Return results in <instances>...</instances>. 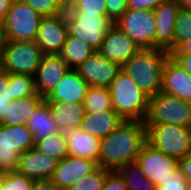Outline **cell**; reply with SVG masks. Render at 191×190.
I'll return each instance as SVG.
<instances>
[{"instance_id": "cell-1", "label": "cell", "mask_w": 191, "mask_h": 190, "mask_svg": "<svg viewBox=\"0 0 191 190\" xmlns=\"http://www.w3.org/2000/svg\"><path fill=\"white\" fill-rule=\"evenodd\" d=\"M146 141L144 121L124 120L114 131L101 139L100 166L114 171L134 163Z\"/></svg>"}, {"instance_id": "cell-2", "label": "cell", "mask_w": 191, "mask_h": 190, "mask_svg": "<svg viewBox=\"0 0 191 190\" xmlns=\"http://www.w3.org/2000/svg\"><path fill=\"white\" fill-rule=\"evenodd\" d=\"M170 53L161 48L139 49L121 67L149 98L161 92L163 69Z\"/></svg>"}, {"instance_id": "cell-3", "label": "cell", "mask_w": 191, "mask_h": 190, "mask_svg": "<svg viewBox=\"0 0 191 190\" xmlns=\"http://www.w3.org/2000/svg\"><path fill=\"white\" fill-rule=\"evenodd\" d=\"M108 88L112 107L124 120L145 121L149 97L140 90L134 79L121 69Z\"/></svg>"}, {"instance_id": "cell-4", "label": "cell", "mask_w": 191, "mask_h": 190, "mask_svg": "<svg viewBox=\"0 0 191 190\" xmlns=\"http://www.w3.org/2000/svg\"><path fill=\"white\" fill-rule=\"evenodd\" d=\"M147 142L176 160L191 150V127L173 124H145Z\"/></svg>"}, {"instance_id": "cell-5", "label": "cell", "mask_w": 191, "mask_h": 190, "mask_svg": "<svg viewBox=\"0 0 191 190\" xmlns=\"http://www.w3.org/2000/svg\"><path fill=\"white\" fill-rule=\"evenodd\" d=\"M44 53L35 41L8 40L0 54V67L8 74L35 75Z\"/></svg>"}, {"instance_id": "cell-6", "label": "cell", "mask_w": 191, "mask_h": 190, "mask_svg": "<svg viewBox=\"0 0 191 190\" xmlns=\"http://www.w3.org/2000/svg\"><path fill=\"white\" fill-rule=\"evenodd\" d=\"M68 34L80 38L95 51H98L104 36L115 24L107 15L82 14L69 6L66 10Z\"/></svg>"}, {"instance_id": "cell-7", "label": "cell", "mask_w": 191, "mask_h": 190, "mask_svg": "<svg viewBox=\"0 0 191 190\" xmlns=\"http://www.w3.org/2000/svg\"><path fill=\"white\" fill-rule=\"evenodd\" d=\"M35 148V140L26 125L0 124V173L16 171L20 155Z\"/></svg>"}, {"instance_id": "cell-8", "label": "cell", "mask_w": 191, "mask_h": 190, "mask_svg": "<svg viewBox=\"0 0 191 190\" xmlns=\"http://www.w3.org/2000/svg\"><path fill=\"white\" fill-rule=\"evenodd\" d=\"M145 124H173L191 127V103L158 92L149 98Z\"/></svg>"}, {"instance_id": "cell-9", "label": "cell", "mask_w": 191, "mask_h": 190, "mask_svg": "<svg viewBox=\"0 0 191 190\" xmlns=\"http://www.w3.org/2000/svg\"><path fill=\"white\" fill-rule=\"evenodd\" d=\"M114 23L139 49L156 48L154 10L128 8Z\"/></svg>"}, {"instance_id": "cell-10", "label": "cell", "mask_w": 191, "mask_h": 190, "mask_svg": "<svg viewBox=\"0 0 191 190\" xmlns=\"http://www.w3.org/2000/svg\"><path fill=\"white\" fill-rule=\"evenodd\" d=\"M42 16L23 0H13L4 19L7 39L35 41Z\"/></svg>"}, {"instance_id": "cell-11", "label": "cell", "mask_w": 191, "mask_h": 190, "mask_svg": "<svg viewBox=\"0 0 191 190\" xmlns=\"http://www.w3.org/2000/svg\"><path fill=\"white\" fill-rule=\"evenodd\" d=\"M146 178L156 187L163 184L178 170V160L155 149L147 141L135 161Z\"/></svg>"}, {"instance_id": "cell-12", "label": "cell", "mask_w": 191, "mask_h": 190, "mask_svg": "<svg viewBox=\"0 0 191 190\" xmlns=\"http://www.w3.org/2000/svg\"><path fill=\"white\" fill-rule=\"evenodd\" d=\"M68 35L66 13L42 17L35 43L44 55L60 54Z\"/></svg>"}, {"instance_id": "cell-13", "label": "cell", "mask_w": 191, "mask_h": 190, "mask_svg": "<svg viewBox=\"0 0 191 190\" xmlns=\"http://www.w3.org/2000/svg\"><path fill=\"white\" fill-rule=\"evenodd\" d=\"M121 69L118 63L95 51L76 70L89 86L109 87Z\"/></svg>"}, {"instance_id": "cell-14", "label": "cell", "mask_w": 191, "mask_h": 190, "mask_svg": "<svg viewBox=\"0 0 191 190\" xmlns=\"http://www.w3.org/2000/svg\"><path fill=\"white\" fill-rule=\"evenodd\" d=\"M69 69L59 54L44 55L34 75L36 92L46 98Z\"/></svg>"}, {"instance_id": "cell-15", "label": "cell", "mask_w": 191, "mask_h": 190, "mask_svg": "<svg viewBox=\"0 0 191 190\" xmlns=\"http://www.w3.org/2000/svg\"><path fill=\"white\" fill-rule=\"evenodd\" d=\"M180 6L176 0H165L154 10L156 29V48L169 53L174 50L175 21Z\"/></svg>"}, {"instance_id": "cell-16", "label": "cell", "mask_w": 191, "mask_h": 190, "mask_svg": "<svg viewBox=\"0 0 191 190\" xmlns=\"http://www.w3.org/2000/svg\"><path fill=\"white\" fill-rule=\"evenodd\" d=\"M138 50V46L114 24L104 36L98 52L122 66Z\"/></svg>"}, {"instance_id": "cell-17", "label": "cell", "mask_w": 191, "mask_h": 190, "mask_svg": "<svg viewBox=\"0 0 191 190\" xmlns=\"http://www.w3.org/2000/svg\"><path fill=\"white\" fill-rule=\"evenodd\" d=\"M98 166L92 160L69 155L58 162L51 180L60 190H67L74 182L84 178Z\"/></svg>"}, {"instance_id": "cell-18", "label": "cell", "mask_w": 191, "mask_h": 190, "mask_svg": "<svg viewBox=\"0 0 191 190\" xmlns=\"http://www.w3.org/2000/svg\"><path fill=\"white\" fill-rule=\"evenodd\" d=\"M58 160L32 148L20 155L17 172L35 180L51 179L58 165Z\"/></svg>"}, {"instance_id": "cell-19", "label": "cell", "mask_w": 191, "mask_h": 190, "mask_svg": "<svg viewBox=\"0 0 191 190\" xmlns=\"http://www.w3.org/2000/svg\"><path fill=\"white\" fill-rule=\"evenodd\" d=\"M161 91L191 103V75L171 57L164 65Z\"/></svg>"}, {"instance_id": "cell-20", "label": "cell", "mask_w": 191, "mask_h": 190, "mask_svg": "<svg viewBox=\"0 0 191 190\" xmlns=\"http://www.w3.org/2000/svg\"><path fill=\"white\" fill-rule=\"evenodd\" d=\"M89 85L82 79L76 69H69L53 91L44 98V101L65 103H82Z\"/></svg>"}, {"instance_id": "cell-21", "label": "cell", "mask_w": 191, "mask_h": 190, "mask_svg": "<svg viewBox=\"0 0 191 190\" xmlns=\"http://www.w3.org/2000/svg\"><path fill=\"white\" fill-rule=\"evenodd\" d=\"M70 156H77L96 162L100 166L101 139L94 137L80 128L66 133Z\"/></svg>"}, {"instance_id": "cell-22", "label": "cell", "mask_w": 191, "mask_h": 190, "mask_svg": "<svg viewBox=\"0 0 191 190\" xmlns=\"http://www.w3.org/2000/svg\"><path fill=\"white\" fill-rule=\"evenodd\" d=\"M124 119L114 110L86 113L79 128L94 137L103 139L114 131Z\"/></svg>"}, {"instance_id": "cell-23", "label": "cell", "mask_w": 191, "mask_h": 190, "mask_svg": "<svg viewBox=\"0 0 191 190\" xmlns=\"http://www.w3.org/2000/svg\"><path fill=\"white\" fill-rule=\"evenodd\" d=\"M50 109L53 120L63 133L79 128L85 114L82 103H65L57 101H45Z\"/></svg>"}, {"instance_id": "cell-24", "label": "cell", "mask_w": 191, "mask_h": 190, "mask_svg": "<svg viewBox=\"0 0 191 190\" xmlns=\"http://www.w3.org/2000/svg\"><path fill=\"white\" fill-rule=\"evenodd\" d=\"M43 100L44 98L38 93L19 100H12L6 109V117L0 124L26 125L30 115Z\"/></svg>"}, {"instance_id": "cell-25", "label": "cell", "mask_w": 191, "mask_h": 190, "mask_svg": "<svg viewBox=\"0 0 191 190\" xmlns=\"http://www.w3.org/2000/svg\"><path fill=\"white\" fill-rule=\"evenodd\" d=\"M26 126L33 134L35 143L59 130L47 103L43 100L28 118Z\"/></svg>"}, {"instance_id": "cell-26", "label": "cell", "mask_w": 191, "mask_h": 190, "mask_svg": "<svg viewBox=\"0 0 191 190\" xmlns=\"http://www.w3.org/2000/svg\"><path fill=\"white\" fill-rule=\"evenodd\" d=\"M94 52L95 50L80 38L68 34L59 55L70 69H77Z\"/></svg>"}, {"instance_id": "cell-27", "label": "cell", "mask_w": 191, "mask_h": 190, "mask_svg": "<svg viewBox=\"0 0 191 190\" xmlns=\"http://www.w3.org/2000/svg\"><path fill=\"white\" fill-rule=\"evenodd\" d=\"M39 152L56 158L58 161L69 156L66 133L58 131L35 143Z\"/></svg>"}, {"instance_id": "cell-28", "label": "cell", "mask_w": 191, "mask_h": 190, "mask_svg": "<svg viewBox=\"0 0 191 190\" xmlns=\"http://www.w3.org/2000/svg\"><path fill=\"white\" fill-rule=\"evenodd\" d=\"M83 105L86 113H97L113 109L109 88L89 86Z\"/></svg>"}, {"instance_id": "cell-29", "label": "cell", "mask_w": 191, "mask_h": 190, "mask_svg": "<svg viewBox=\"0 0 191 190\" xmlns=\"http://www.w3.org/2000/svg\"><path fill=\"white\" fill-rule=\"evenodd\" d=\"M117 171L124 178L127 190H157L136 162L122 166Z\"/></svg>"}, {"instance_id": "cell-30", "label": "cell", "mask_w": 191, "mask_h": 190, "mask_svg": "<svg viewBox=\"0 0 191 190\" xmlns=\"http://www.w3.org/2000/svg\"><path fill=\"white\" fill-rule=\"evenodd\" d=\"M8 85L12 91V100L35 95L34 77L26 74H9Z\"/></svg>"}, {"instance_id": "cell-31", "label": "cell", "mask_w": 191, "mask_h": 190, "mask_svg": "<svg viewBox=\"0 0 191 190\" xmlns=\"http://www.w3.org/2000/svg\"><path fill=\"white\" fill-rule=\"evenodd\" d=\"M111 170L98 166L84 178L74 182L67 190H102L107 174Z\"/></svg>"}, {"instance_id": "cell-32", "label": "cell", "mask_w": 191, "mask_h": 190, "mask_svg": "<svg viewBox=\"0 0 191 190\" xmlns=\"http://www.w3.org/2000/svg\"><path fill=\"white\" fill-rule=\"evenodd\" d=\"M186 41H191V10L180 8L175 21L174 50Z\"/></svg>"}, {"instance_id": "cell-33", "label": "cell", "mask_w": 191, "mask_h": 190, "mask_svg": "<svg viewBox=\"0 0 191 190\" xmlns=\"http://www.w3.org/2000/svg\"><path fill=\"white\" fill-rule=\"evenodd\" d=\"M34 180L17 171L4 172L0 176V190H32Z\"/></svg>"}, {"instance_id": "cell-34", "label": "cell", "mask_w": 191, "mask_h": 190, "mask_svg": "<svg viewBox=\"0 0 191 190\" xmlns=\"http://www.w3.org/2000/svg\"><path fill=\"white\" fill-rule=\"evenodd\" d=\"M42 17L66 13L62 0H23Z\"/></svg>"}, {"instance_id": "cell-35", "label": "cell", "mask_w": 191, "mask_h": 190, "mask_svg": "<svg viewBox=\"0 0 191 190\" xmlns=\"http://www.w3.org/2000/svg\"><path fill=\"white\" fill-rule=\"evenodd\" d=\"M9 74L0 67V123L6 117V109L12 101V91L8 85Z\"/></svg>"}, {"instance_id": "cell-36", "label": "cell", "mask_w": 191, "mask_h": 190, "mask_svg": "<svg viewBox=\"0 0 191 190\" xmlns=\"http://www.w3.org/2000/svg\"><path fill=\"white\" fill-rule=\"evenodd\" d=\"M71 6L82 14L107 15L106 0H77Z\"/></svg>"}, {"instance_id": "cell-37", "label": "cell", "mask_w": 191, "mask_h": 190, "mask_svg": "<svg viewBox=\"0 0 191 190\" xmlns=\"http://www.w3.org/2000/svg\"><path fill=\"white\" fill-rule=\"evenodd\" d=\"M188 186L189 183L186 181L185 175L177 170L173 176L157 186V190H188Z\"/></svg>"}, {"instance_id": "cell-38", "label": "cell", "mask_w": 191, "mask_h": 190, "mask_svg": "<svg viewBox=\"0 0 191 190\" xmlns=\"http://www.w3.org/2000/svg\"><path fill=\"white\" fill-rule=\"evenodd\" d=\"M128 0H106V14L114 22L128 9Z\"/></svg>"}, {"instance_id": "cell-39", "label": "cell", "mask_w": 191, "mask_h": 190, "mask_svg": "<svg viewBox=\"0 0 191 190\" xmlns=\"http://www.w3.org/2000/svg\"><path fill=\"white\" fill-rule=\"evenodd\" d=\"M102 190H127L125 180L117 170L107 174Z\"/></svg>"}, {"instance_id": "cell-40", "label": "cell", "mask_w": 191, "mask_h": 190, "mask_svg": "<svg viewBox=\"0 0 191 190\" xmlns=\"http://www.w3.org/2000/svg\"><path fill=\"white\" fill-rule=\"evenodd\" d=\"M165 0H128L127 8L137 10H155Z\"/></svg>"}, {"instance_id": "cell-41", "label": "cell", "mask_w": 191, "mask_h": 190, "mask_svg": "<svg viewBox=\"0 0 191 190\" xmlns=\"http://www.w3.org/2000/svg\"><path fill=\"white\" fill-rule=\"evenodd\" d=\"M178 170L185 175L186 181L191 185V150L181 160H178Z\"/></svg>"}, {"instance_id": "cell-42", "label": "cell", "mask_w": 191, "mask_h": 190, "mask_svg": "<svg viewBox=\"0 0 191 190\" xmlns=\"http://www.w3.org/2000/svg\"><path fill=\"white\" fill-rule=\"evenodd\" d=\"M170 57L191 75V55H170Z\"/></svg>"}, {"instance_id": "cell-43", "label": "cell", "mask_w": 191, "mask_h": 190, "mask_svg": "<svg viewBox=\"0 0 191 190\" xmlns=\"http://www.w3.org/2000/svg\"><path fill=\"white\" fill-rule=\"evenodd\" d=\"M32 190H60L51 179L35 180Z\"/></svg>"}, {"instance_id": "cell-44", "label": "cell", "mask_w": 191, "mask_h": 190, "mask_svg": "<svg viewBox=\"0 0 191 190\" xmlns=\"http://www.w3.org/2000/svg\"><path fill=\"white\" fill-rule=\"evenodd\" d=\"M170 55H191V41L182 43L176 50H173Z\"/></svg>"}, {"instance_id": "cell-45", "label": "cell", "mask_w": 191, "mask_h": 190, "mask_svg": "<svg viewBox=\"0 0 191 190\" xmlns=\"http://www.w3.org/2000/svg\"><path fill=\"white\" fill-rule=\"evenodd\" d=\"M7 42H8V39L6 35L5 23H4V20L0 19V54L3 51Z\"/></svg>"}, {"instance_id": "cell-46", "label": "cell", "mask_w": 191, "mask_h": 190, "mask_svg": "<svg viewBox=\"0 0 191 190\" xmlns=\"http://www.w3.org/2000/svg\"><path fill=\"white\" fill-rule=\"evenodd\" d=\"M12 2L13 0H0V19L4 20L6 18Z\"/></svg>"}, {"instance_id": "cell-47", "label": "cell", "mask_w": 191, "mask_h": 190, "mask_svg": "<svg viewBox=\"0 0 191 190\" xmlns=\"http://www.w3.org/2000/svg\"><path fill=\"white\" fill-rule=\"evenodd\" d=\"M180 8L191 10V0H176Z\"/></svg>"}, {"instance_id": "cell-48", "label": "cell", "mask_w": 191, "mask_h": 190, "mask_svg": "<svg viewBox=\"0 0 191 190\" xmlns=\"http://www.w3.org/2000/svg\"><path fill=\"white\" fill-rule=\"evenodd\" d=\"M77 0H62L64 6L66 8H68L69 6H71L73 3H75Z\"/></svg>"}]
</instances>
